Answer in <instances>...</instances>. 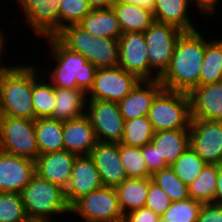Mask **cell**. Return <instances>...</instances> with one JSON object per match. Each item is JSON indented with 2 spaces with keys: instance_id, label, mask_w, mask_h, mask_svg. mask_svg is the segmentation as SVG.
Listing matches in <instances>:
<instances>
[{
  "instance_id": "obj_32",
  "label": "cell",
  "mask_w": 222,
  "mask_h": 222,
  "mask_svg": "<svg viewBox=\"0 0 222 222\" xmlns=\"http://www.w3.org/2000/svg\"><path fill=\"white\" fill-rule=\"evenodd\" d=\"M152 123L147 116L125 121L124 133L120 143L127 146L144 147L154 136Z\"/></svg>"
},
{
  "instance_id": "obj_27",
  "label": "cell",
  "mask_w": 222,
  "mask_h": 222,
  "mask_svg": "<svg viewBox=\"0 0 222 222\" xmlns=\"http://www.w3.org/2000/svg\"><path fill=\"white\" fill-rule=\"evenodd\" d=\"M87 32L96 36L119 39L122 34L118 19L112 7L92 9L79 23Z\"/></svg>"
},
{
  "instance_id": "obj_9",
  "label": "cell",
  "mask_w": 222,
  "mask_h": 222,
  "mask_svg": "<svg viewBox=\"0 0 222 222\" xmlns=\"http://www.w3.org/2000/svg\"><path fill=\"white\" fill-rule=\"evenodd\" d=\"M183 31L163 23L154 22L143 33L148 47L149 67L161 77L168 69L176 43Z\"/></svg>"
},
{
  "instance_id": "obj_37",
  "label": "cell",
  "mask_w": 222,
  "mask_h": 222,
  "mask_svg": "<svg viewBox=\"0 0 222 222\" xmlns=\"http://www.w3.org/2000/svg\"><path fill=\"white\" fill-rule=\"evenodd\" d=\"M0 222H29L20 193H0Z\"/></svg>"
},
{
  "instance_id": "obj_40",
  "label": "cell",
  "mask_w": 222,
  "mask_h": 222,
  "mask_svg": "<svg viewBox=\"0 0 222 222\" xmlns=\"http://www.w3.org/2000/svg\"><path fill=\"white\" fill-rule=\"evenodd\" d=\"M142 155L145 159L146 167L151 175L159 170L169 167L164 158L160 157L157 148L152 143L146 144L142 147Z\"/></svg>"
},
{
  "instance_id": "obj_35",
  "label": "cell",
  "mask_w": 222,
  "mask_h": 222,
  "mask_svg": "<svg viewBox=\"0 0 222 222\" xmlns=\"http://www.w3.org/2000/svg\"><path fill=\"white\" fill-rule=\"evenodd\" d=\"M120 160L127 178H151L145 159L142 155V147L127 146L120 143Z\"/></svg>"
},
{
  "instance_id": "obj_4",
  "label": "cell",
  "mask_w": 222,
  "mask_h": 222,
  "mask_svg": "<svg viewBox=\"0 0 222 222\" xmlns=\"http://www.w3.org/2000/svg\"><path fill=\"white\" fill-rule=\"evenodd\" d=\"M55 37L69 50L81 54L97 69L118 66V39L95 37L79 24L64 27Z\"/></svg>"
},
{
  "instance_id": "obj_30",
  "label": "cell",
  "mask_w": 222,
  "mask_h": 222,
  "mask_svg": "<svg viewBox=\"0 0 222 222\" xmlns=\"http://www.w3.org/2000/svg\"><path fill=\"white\" fill-rule=\"evenodd\" d=\"M218 165L206 164L199 176L188 185L189 198L203 204L215 203Z\"/></svg>"
},
{
  "instance_id": "obj_24",
  "label": "cell",
  "mask_w": 222,
  "mask_h": 222,
  "mask_svg": "<svg viewBox=\"0 0 222 222\" xmlns=\"http://www.w3.org/2000/svg\"><path fill=\"white\" fill-rule=\"evenodd\" d=\"M151 143L157 148L166 164L171 166L190 146L189 129L155 132Z\"/></svg>"
},
{
  "instance_id": "obj_28",
  "label": "cell",
  "mask_w": 222,
  "mask_h": 222,
  "mask_svg": "<svg viewBox=\"0 0 222 222\" xmlns=\"http://www.w3.org/2000/svg\"><path fill=\"white\" fill-rule=\"evenodd\" d=\"M35 136L39 155L64 150L62 121L51 117L35 119Z\"/></svg>"
},
{
  "instance_id": "obj_16",
  "label": "cell",
  "mask_w": 222,
  "mask_h": 222,
  "mask_svg": "<svg viewBox=\"0 0 222 222\" xmlns=\"http://www.w3.org/2000/svg\"><path fill=\"white\" fill-rule=\"evenodd\" d=\"M89 156L95 163L103 186L116 187L127 179L120 160V143L97 141Z\"/></svg>"
},
{
  "instance_id": "obj_49",
  "label": "cell",
  "mask_w": 222,
  "mask_h": 222,
  "mask_svg": "<svg viewBox=\"0 0 222 222\" xmlns=\"http://www.w3.org/2000/svg\"><path fill=\"white\" fill-rule=\"evenodd\" d=\"M157 222H167V221L162 220V219L160 218V219H158V221H157Z\"/></svg>"
},
{
  "instance_id": "obj_18",
  "label": "cell",
  "mask_w": 222,
  "mask_h": 222,
  "mask_svg": "<svg viewBox=\"0 0 222 222\" xmlns=\"http://www.w3.org/2000/svg\"><path fill=\"white\" fill-rule=\"evenodd\" d=\"M189 97L191 119L222 121V81L198 85Z\"/></svg>"
},
{
  "instance_id": "obj_23",
  "label": "cell",
  "mask_w": 222,
  "mask_h": 222,
  "mask_svg": "<svg viewBox=\"0 0 222 222\" xmlns=\"http://www.w3.org/2000/svg\"><path fill=\"white\" fill-rule=\"evenodd\" d=\"M55 99L52 119L65 122L86 114L87 93L82 89L55 87Z\"/></svg>"
},
{
  "instance_id": "obj_13",
  "label": "cell",
  "mask_w": 222,
  "mask_h": 222,
  "mask_svg": "<svg viewBox=\"0 0 222 222\" xmlns=\"http://www.w3.org/2000/svg\"><path fill=\"white\" fill-rule=\"evenodd\" d=\"M190 146L207 164H222V121L191 119Z\"/></svg>"
},
{
  "instance_id": "obj_5",
  "label": "cell",
  "mask_w": 222,
  "mask_h": 222,
  "mask_svg": "<svg viewBox=\"0 0 222 222\" xmlns=\"http://www.w3.org/2000/svg\"><path fill=\"white\" fill-rule=\"evenodd\" d=\"M33 66L15 65L0 86V116L35 120Z\"/></svg>"
},
{
  "instance_id": "obj_11",
  "label": "cell",
  "mask_w": 222,
  "mask_h": 222,
  "mask_svg": "<svg viewBox=\"0 0 222 222\" xmlns=\"http://www.w3.org/2000/svg\"><path fill=\"white\" fill-rule=\"evenodd\" d=\"M118 42L119 67L135 75L141 81H152L160 78L149 67L148 47L142 32L122 33Z\"/></svg>"
},
{
  "instance_id": "obj_33",
  "label": "cell",
  "mask_w": 222,
  "mask_h": 222,
  "mask_svg": "<svg viewBox=\"0 0 222 222\" xmlns=\"http://www.w3.org/2000/svg\"><path fill=\"white\" fill-rule=\"evenodd\" d=\"M207 163L189 146L182 155L171 165L176 176L187 186L201 173Z\"/></svg>"
},
{
  "instance_id": "obj_12",
  "label": "cell",
  "mask_w": 222,
  "mask_h": 222,
  "mask_svg": "<svg viewBox=\"0 0 222 222\" xmlns=\"http://www.w3.org/2000/svg\"><path fill=\"white\" fill-rule=\"evenodd\" d=\"M135 75L123 68H98L92 88L87 93V99H97L111 102H120L140 82Z\"/></svg>"
},
{
  "instance_id": "obj_38",
  "label": "cell",
  "mask_w": 222,
  "mask_h": 222,
  "mask_svg": "<svg viewBox=\"0 0 222 222\" xmlns=\"http://www.w3.org/2000/svg\"><path fill=\"white\" fill-rule=\"evenodd\" d=\"M59 32L66 26L79 24L92 10L87 0H60Z\"/></svg>"
},
{
  "instance_id": "obj_7",
  "label": "cell",
  "mask_w": 222,
  "mask_h": 222,
  "mask_svg": "<svg viewBox=\"0 0 222 222\" xmlns=\"http://www.w3.org/2000/svg\"><path fill=\"white\" fill-rule=\"evenodd\" d=\"M0 150L35 161L39 156L35 120L0 116Z\"/></svg>"
},
{
  "instance_id": "obj_46",
  "label": "cell",
  "mask_w": 222,
  "mask_h": 222,
  "mask_svg": "<svg viewBox=\"0 0 222 222\" xmlns=\"http://www.w3.org/2000/svg\"><path fill=\"white\" fill-rule=\"evenodd\" d=\"M91 9H107L112 7L114 0H87Z\"/></svg>"
},
{
  "instance_id": "obj_43",
  "label": "cell",
  "mask_w": 222,
  "mask_h": 222,
  "mask_svg": "<svg viewBox=\"0 0 222 222\" xmlns=\"http://www.w3.org/2000/svg\"><path fill=\"white\" fill-rule=\"evenodd\" d=\"M197 4L208 14L213 15L216 13L217 6L220 0H196Z\"/></svg>"
},
{
  "instance_id": "obj_8",
  "label": "cell",
  "mask_w": 222,
  "mask_h": 222,
  "mask_svg": "<svg viewBox=\"0 0 222 222\" xmlns=\"http://www.w3.org/2000/svg\"><path fill=\"white\" fill-rule=\"evenodd\" d=\"M78 214L84 222H123L115 187L102 186L80 197L70 206V215Z\"/></svg>"
},
{
  "instance_id": "obj_34",
  "label": "cell",
  "mask_w": 222,
  "mask_h": 222,
  "mask_svg": "<svg viewBox=\"0 0 222 222\" xmlns=\"http://www.w3.org/2000/svg\"><path fill=\"white\" fill-rule=\"evenodd\" d=\"M151 178L167 194L172 202L189 198L188 186L176 176L171 166L155 172Z\"/></svg>"
},
{
  "instance_id": "obj_20",
  "label": "cell",
  "mask_w": 222,
  "mask_h": 222,
  "mask_svg": "<svg viewBox=\"0 0 222 222\" xmlns=\"http://www.w3.org/2000/svg\"><path fill=\"white\" fill-rule=\"evenodd\" d=\"M194 3V4H193ZM196 4V10L200 14L207 13L197 4L196 0H155L153 16L155 22L172 25L183 32L194 31L198 27L193 24L189 10L191 5Z\"/></svg>"
},
{
  "instance_id": "obj_39",
  "label": "cell",
  "mask_w": 222,
  "mask_h": 222,
  "mask_svg": "<svg viewBox=\"0 0 222 222\" xmlns=\"http://www.w3.org/2000/svg\"><path fill=\"white\" fill-rule=\"evenodd\" d=\"M172 201L167 194L153 181L149 184V191L145 207L161 216L171 205Z\"/></svg>"
},
{
  "instance_id": "obj_2",
  "label": "cell",
  "mask_w": 222,
  "mask_h": 222,
  "mask_svg": "<svg viewBox=\"0 0 222 222\" xmlns=\"http://www.w3.org/2000/svg\"><path fill=\"white\" fill-rule=\"evenodd\" d=\"M51 49L48 54L57 62L45 76L54 87L82 89L86 93L92 88L97 68L81 54L69 50L56 37L45 38Z\"/></svg>"
},
{
  "instance_id": "obj_47",
  "label": "cell",
  "mask_w": 222,
  "mask_h": 222,
  "mask_svg": "<svg viewBox=\"0 0 222 222\" xmlns=\"http://www.w3.org/2000/svg\"><path fill=\"white\" fill-rule=\"evenodd\" d=\"M1 56L3 55H0V86L2 85L5 77L13 70V68L15 67L14 64H12L13 66H8L6 64H3V61L2 59H4V57L2 58ZM6 65V66H5Z\"/></svg>"
},
{
  "instance_id": "obj_19",
  "label": "cell",
  "mask_w": 222,
  "mask_h": 222,
  "mask_svg": "<svg viewBox=\"0 0 222 222\" xmlns=\"http://www.w3.org/2000/svg\"><path fill=\"white\" fill-rule=\"evenodd\" d=\"M76 155L66 150L41 154L35 160L36 174L64 190L69 184Z\"/></svg>"
},
{
  "instance_id": "obj_45",
  "label": "cell",
  "mask_w": 222,
  "mask_h": 222,
  "mask_svg": "<svg viewBox=\"0 0 222 222\" xmlns=\"http://www.w3.org/2000/svg\"><path fill=\"white\" fill-rule=\"evenodd\" d=\"M215 203L222 205V164L218 165L217 190L215 193Z\"/></svg>"
},
{
  "instance_id": "obj_17",
  "label": "cell",
  "mask_w": 222,
  "mask_h": 222,
  "mask_svg": "<svg viewBox=\"0 0 222 222\" xmlns=\"http://www.w3.org/2000/svg\"><path fill=\"white\" fill-rule=\"evenodd\" d=\"M103 186L100 174L93 159L89 156H77L72 175L65 189V197L69 206L77 199Z\"/></svg>"
},
{
  "instance_id": "obj_26",
  "label": "cell",
  "mask_w": 222,
  "mask_h": 222,
  "mask_svg": "<svg viewBox=\"0 0 222 222\" xmlns=\"http://www.w3.org/2000/svg\"><path fill=\"white\" fill-rule=\"evenodd\" d=\"M112 9L116 14L122 33H144L155 22L153 12L139 5L114 3Z\"/></svg>"
},
{
  "instance_id": "obj_22",
  "label": "cell",
  "mask_w": 222,
  "mask_h": 222,
  "mask_svg": "<svg viewBox=\"0 0 222 222\" xmlns=\"http://www.w3.org/2000/svg\"><path fill=\"white\" fill-rule=\"evenodd\" d=\"M63 143L64 150L69 153L76 156L90 155L97 138L86 115L63 122Z\"/></svg>"
},
{
  "instance_id": "obj_14",
  "label": "cell",
  "mask_w": 222,
  "mask_h": 222,
  "mask_svg": "<svg viewBox=\"0 0 222 222\" xmlns=\"http://www.w3.org/2000/svg\"><path fill=\"white\" fill-rule=\"evenodd\" d=\"M15 1V0H14ZM23 19L36 37H55L59 33L60 0H16Z\"/></svg>"
},
{
  "instance_id": "obj_10",
  "label": "cell",
  "mask_w": 222,
  "mask_h": 222,
  "mask_svg": "<svg viewBox=\"0 0 222 222\" xmlns=\"http://www.w3.org/2000/svg\"><path fill=\"white\" fill-rule=\"evenodd\" d=\"M85 115L94 128L97 141L121 142L125 121L117 102L87 99Z\"/></svg>"
},
{
  "instance_id": "obj_21",
  "label": "cell",
  "mask_w": 222,
  "mask_h": 222,
  "mask_svg": "<svg viewBox=\"0 0 222 222\" xmlns=\"http://www.w3.org/2000/svg\"><path fill=\"white\" fill-rule=\"evenodd\" d=\"M163 89L159 79L140 81L124 99L118 102L124 121L147 116L155 97Z\"/></svg>"
},
{
  "instance_id": "obj_41",
  "label": "cell",
  "mask_w": 222,
  "mask_h": 222,
  "mask_svg": "<svg viewBox=\"0 0 222 222\" xmlns=\"http://www.w3.org/2000/svg\"><path fill=\"white\" fill-rule=\"evenodd\" d=\"M197 222H222V205L216 203L203 204Z\"/></svg>"
},
{
  "instance_id": "obj_36",
  "label": "cell",
  "mask_w": 222,
  "mask_h": 222,
  "mask_svg": "<svg viewBox=\"0 0 222 222\" xmlns=\"http://www.w3.org/2000/svg\"><path fill=\"white\" fill-rule=\"evenodd\" d=\"M202 205L191 198L172 202L160 218L167 222H197Z\"/></svg>"
},
{
  "instance_id": "obj_48",
  "label": "cell",
  "mask_w": 222,
  "mask_h": 222,
  "mask_svg": "<svg viewBox=\"0 0 222 222\" xmlns=\"http://www.w3.org/2000/svg\"><path fill=\"white\" fill-rule=\"evenodd\" d=\"M4 33H5L4 30L1 31V28H0V55H4L7 52V51H5L6 49H4V48H5V45H6L5 43H6L8 38L4 37V36H6V35H4ZM3 51L5 53H3Z\"/></svg>"
},
{
  "instance_id": "obj_29",
  "label": "cell",
  "mask_w": 222,
  "mask_h": 222,
  "mask_svg": "<svg viewBox=\"0 0 222 222\" xmlns=\"http://www.w3.org/2000/svg\"><path fill=\"white\" fill-rule=\"evenodd\" d=\"M205 37V55L199 74V85L222 81V39Z\"/></svg>"
},
{
  "instance_id": "obj_25",
  "label": "cell",
  "mask_w": 222,
  "mask_h": 222,
  "mask_svg": "<svg viewBox=\"0 0 222 222\" xmlns=\"http://www.w3.org/2000/svg\"><path fill=\"white\" fill-rule=\"evenodd\" d=\"M151 181L152 178H127L115 187L119 206L124 215L145 207Z\"/></svg>"
},
{
  "instance_id": "obj_44",
  "label": "cell",
  "mask_w": 222,
  "mask_h": 222,
  "mask_svg": "<svg viewBox=\"0 0 222 222\" xmlns=\"http://www.w3.org/2000/svg\"><path fill=\"white\" fill-rule=\"evenodd\" d=\"M114 3L135 4L153 12L155 0H114Z\"/></svg>"
},
{
  "instance_id": "obj_1",
  "label": "cell",
  "mask_w": 222,
  "mask_h": 222,
  "mask_svg": "<svg viewBox=\"0 0 222 222\" xmlns=\"http://www.w3.org/2000/svg\"><path fill=\"white\" fill-rule=\"evenodd\" d=\"M205 36L199 29L181 34L168 69L159 78L165 90L189 94L199 85L205 55Z\"/></svg>"
},
{
  "instance_id": "obj_6",
  "label": "cell",
  "mask_w": 222,
  "mask_h": 222,
  "mask_svg": "<svg viewBox=\"0 0 222 222\" xmlns=\"http://www.w3.org/2000/svg\"><path fill=\"white\" fill-rule=\"evenodd\" d=\"M155 132L189 129L191 108L189 94L163 89L147 114Z\"/></svg>"
},
{
  "instance_id": "obj_31",
  "label": "cell",
  "mask_w": 222,
  "mask_h": 222,
  "mask_svg": "<svg viewBox=\"0 0 222 222\" xmlns=\"http://www.w3.org/2000/svg\"><path fill=\"white\" fill-rule=\"evenodd\" d=\"M33 66V92L32 102L37 118L52 117L55 108V87L46 80H40L39 71ZM38 72V73H37ZM38 76V77H37Z\"/></svg>"
},
{
  "instance_id": "obj_42",
  "label": "cell",
  "mask_w": 222,
  "mask_h": 222,
  "mask_svg": "<svg viewBox=\"0 0 222 222\" xmlns=\"http://www.w3.org/2000/svg\"><path fill=\"white\" fill-rule=\"evenodd\" d=\"M160 216L147 207L136 209L124 215L123 222H157Z\"/></svg>"
},
{
  "instance_id": "obj_15",
  "label": "cell",
  "mask_w": 222,
  "mask_h": 222,
  "mask_svg": "<svg viewBox=\"0 0 222 222\" xmlns=\"http://www.w3.org/2000/svg\"><path fill=\"white\" fill-rule=\"evenodd\" d=\"M35 174V161L0 150V193H20Z\"/></svg>"
},
{
  "instance_id": "obj_3",
  "label": "cell",
  "mask_w": 222,
  "mask_h": 222,
  "mask_svg": "<svg viewBox=\"0 0 222 222\" xmlns=\"http://www.w3.org/2000/svg\"><path fill=\"white\" fill-rule=\"evenodd\" d=\"M29 221L54 222L57 214H68L70 206L65 197V190L35 174L20 192Z\"/></svg>"
}]
</instances>
